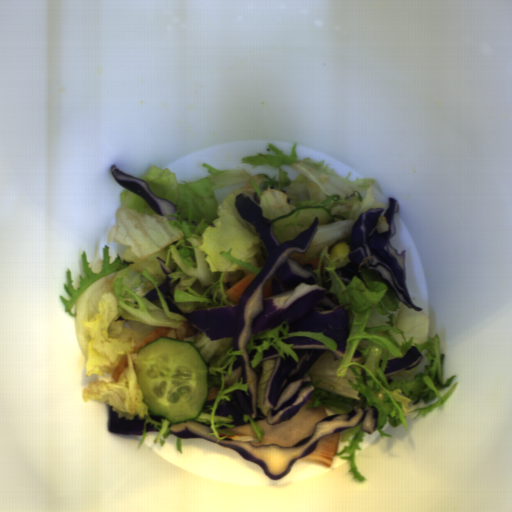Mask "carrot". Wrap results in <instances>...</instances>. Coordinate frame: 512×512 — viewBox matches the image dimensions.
<instances>
[{
  "label": "carrot",
  "instance_id": "1c9b5961",
  "mask_svg": "<svg viewBox=\"0 0 512 512\" xmlns=\"http://www.w3.org/2000/svg\"><path fill=\"white\" fill-rule=\"evenodd\" d=\"M289 257L295 259L302 267L306 264V253L293 252Z\"/></svg>",
  "mask_w": 512,
  "mask_h": 512
},
{
  "label": "carrot",
  "instance_id": "07d2c1c8",
  "mask_svg": "<svg viewBox=\"0 0 512 512\" xmlns=\"http://www.w3.org/2000/svg\"><path fill=\"white\" fill-rule=\"evenodd\" d=\"M319 257H316L315 259L309 261L307 264L313 265L314 270H317L318 264H319Z\"/></svg>",
  "mask_w": 512,
  "mask_h": 512
},
{
  "label": "carrot",
  "instance_id": "cead05ca",
  "mask_svg": "<svg viewBox=\"0 0 512 512\" xmlns=\"http://www.w3.org/2000/svg\"><path fill=\"white\" fill-rule=\"evenodd\" d=\"M272 280H276L278 282H281L277 276H275L274 274L265 282V285H264V289H263V294H262V298H268L270 296H273V288H272V284H271V281ZM282 283V282H281Z\"/></svg>",
  "mask_w": 512,
  "mask_h": 512
},
{
  "label": "carrot",
  "instance_id": "b8716197",
  "mask_svg": "<svg viewBox=\"0 0 512 512\" xmlns=\"http://www.w3.org/2000/svg\"><path fill=\"white\" fill-rule=\"evenodd\" d=\"M255 278H256V274L252 273V274L247 275L244 278L240 279L239 281L234 283L232 286H230L226 291L228 300H230L234 304L239 303L246 288L251 284V282Z\"/></svg>",
  "mask_w": 512,
  "mask_h": 512
}]
</instances>
